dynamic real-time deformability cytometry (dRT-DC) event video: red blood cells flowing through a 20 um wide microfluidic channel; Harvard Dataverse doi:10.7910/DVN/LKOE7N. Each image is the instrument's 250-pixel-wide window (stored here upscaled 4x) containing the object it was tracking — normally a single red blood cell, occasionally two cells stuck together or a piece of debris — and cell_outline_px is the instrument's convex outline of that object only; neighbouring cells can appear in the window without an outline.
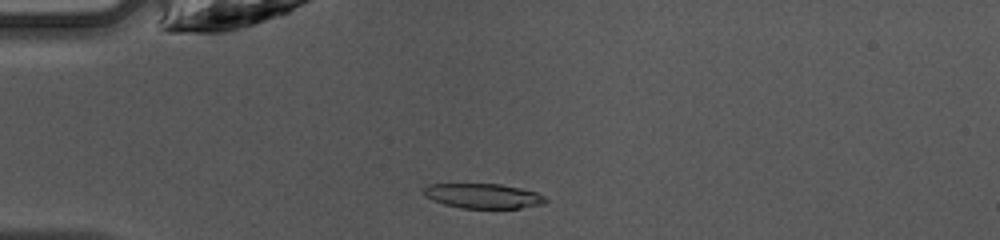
{"species": "common noctule bat (a hibernating species)", "species_latin": "Nyctalus noctula", "temperature_condition": "warm", "stored_images_in_passage": 39, "camera_frame_rate_fps": 3000, "um_per_image_px": 0.085, "animal": {"sex": "female", "body_mass_g": 10.0, "forearm_length_mm": 53.1}, "frame": {"image": 1, "passage_image": 4, "time_ms": 1.0, "image_size_px": [1000, 240], "cell_outline_px": [[548, 200], [544, 204], [520, 208], [460, 208], [444, 204], [432, 200], [424, 196], [420, 192], [420, 188], [428, 184], [500, 184], [520, 188], [536, 192], [544, 196]], "centroid_in_image_um": [41.0, 16.65], "position_along_channel_um": 44.0, "area_um2": 17.86}}
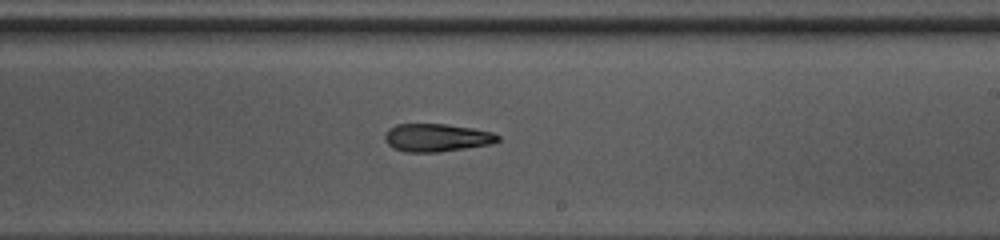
{"frame": {"image": 2, "passage_image": 20, "time_ms": 6.333, "image_size_px": [1000, 240], "cell_outline_px": [[500, 140], [492, 144], [440, 152], [404, 152], [392, 148], [384, 140], [384, 132], [388, 128], [396, 124], [444, 124], [472, 128], [492, 132], [500, 136]], "centroid_in_image_um": [37.08, 11.7], "position_along_channel_um": 251.9, "area_um2": 18.61}}
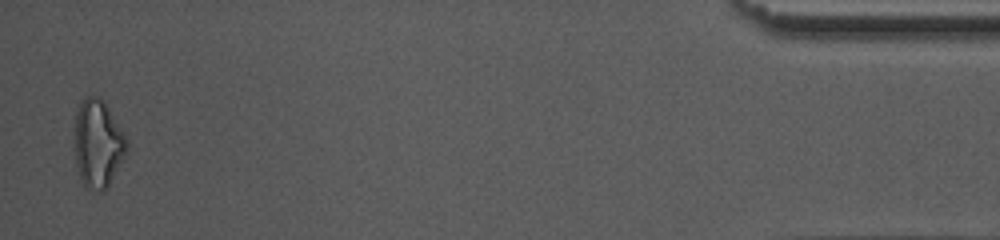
{"frame": {"image": 3, "passage_image": 38, "time_ms": 12.333, "image_size_px": [1000, 240], "cell_outline_px": [[128, 152], [108, 188], [84, 188], [76, 164], [72, 132], [72, 128], [76, 112], [80, 100], [84, 96], [96, 96], [108, 108], [124, 132], [128, 140]], "centroid_in_image_um": [8.3, 12.19], "position_along_channel_um": 426.9, "area_um2": 27.28}, "authors_computed_cell_mechanics": {"area_um2": 18.9584, "velocity_mm_per_s": 4.2717, "shape_relaxation_time_tau1_ms": 7.1287, "shape_relaxation_time_tau2_ms": null, "deformation_change_tau1": 0.2002, "deformation_change_tau2": null}}